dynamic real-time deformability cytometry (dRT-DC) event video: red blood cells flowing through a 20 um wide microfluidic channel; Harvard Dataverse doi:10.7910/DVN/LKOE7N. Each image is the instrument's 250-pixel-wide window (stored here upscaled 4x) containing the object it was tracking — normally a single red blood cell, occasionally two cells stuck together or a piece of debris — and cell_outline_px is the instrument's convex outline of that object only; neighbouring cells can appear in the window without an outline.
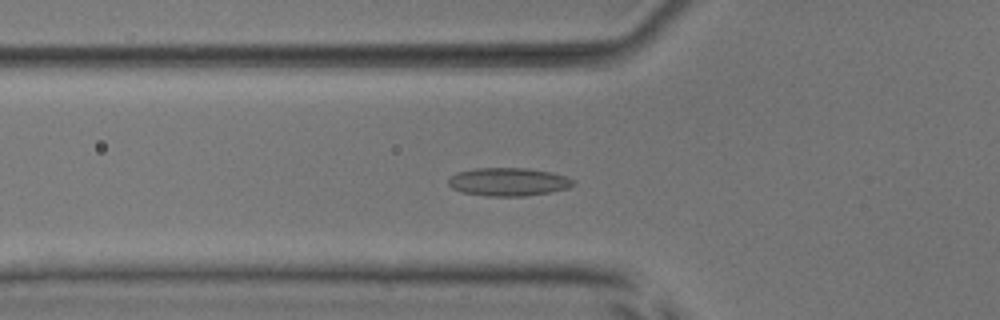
{"species": "common noctule bat (a hibernating species)", "species_latin": "Nyctalus noctula", "temperature_condition": "room temperature", "stored_images_in_passage": 51, "camera_frame_rate_fps": 3000, "um_per_image_px": 0.085, "animal": {"sex": "male", "body_mass_g": 17.9, "forearm_length_mm": 54.2}, "frame": {"image": 1, "passage_image": 18, "time_ms": 5.667, "image_size_px": [1000, 320], "cell_outline_px": [[576, 184], [568, 188], [548, 192], [524, 196], [484, 196], [460, 192], [452, 188], [448, 184], [448, 176], [456, 172], [476, 168], [528, 168], [552, 172], [576, 180]], "centroid_in_image_um": [43.18, 15.45], "position_along_channel_um": 82.6, "area_um2": 20.75}}
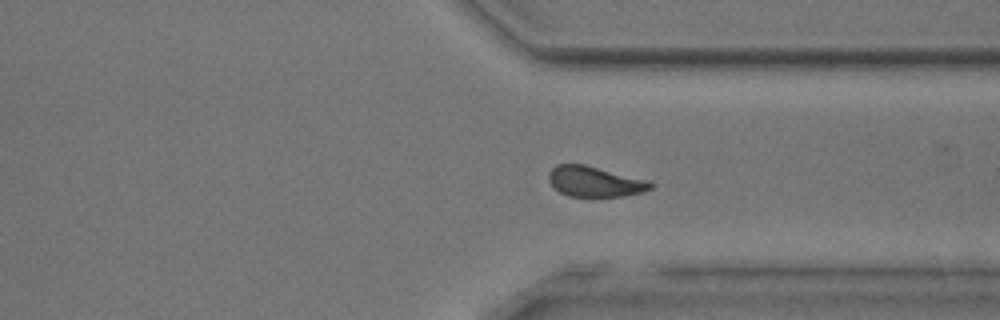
{"frame": {"image": 2, "passage_image": 39, "time_ms": 12.667, "image_size_px": [1000, 320], "cell_outline_px": [[652, 188], [644, 192], [624, 196], [568, 196], [552, 188], [548, 180], [548, 172], [556, 164], [584, 164], [648, 180], [652, 184]], "centroid_in_image_um": [50.51, 15.43], "position_along_channel_um": 360.9, "area_um2": 18.15}}
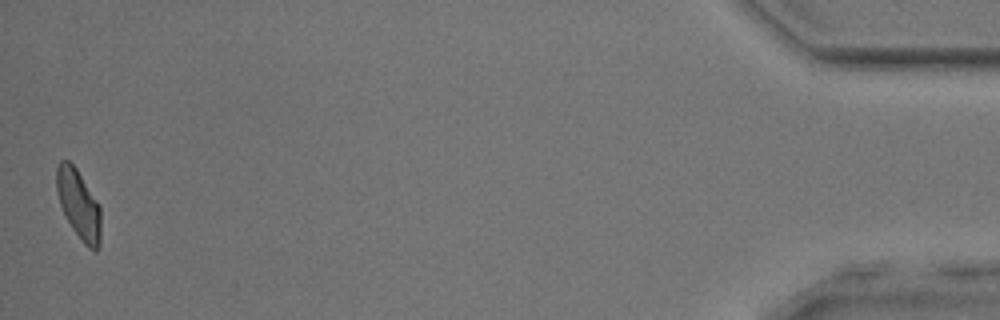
{"frame": {"image": 3, "passage_image": 51, "time_ms": 16.667, "image_size_px": [1000, 320], "cell_outline_px": [[100, 248], [96, 252], [92, 252], [84, 244], [72, 228], [60, 204], [56, 188], [56, 168], [60, 160], [68, 160], [76, 168], [100, 204]], "centroid_in_image_um": [6.71, 17.4], "position_along_channel_um": 428.5, "area_um2": 17.98}, "authors_computed_cell_mechanics": {"area_um2": 18.9006, "velocity_mm_per_s": 3.964, "shape_relaxation_time_tau1_ms": 9.5, "shape_relaxation_time_tau2_ms": 2.1868, "deformation_change_tau1": 0.1497, "deformation_change_tau2": 0.0818}}